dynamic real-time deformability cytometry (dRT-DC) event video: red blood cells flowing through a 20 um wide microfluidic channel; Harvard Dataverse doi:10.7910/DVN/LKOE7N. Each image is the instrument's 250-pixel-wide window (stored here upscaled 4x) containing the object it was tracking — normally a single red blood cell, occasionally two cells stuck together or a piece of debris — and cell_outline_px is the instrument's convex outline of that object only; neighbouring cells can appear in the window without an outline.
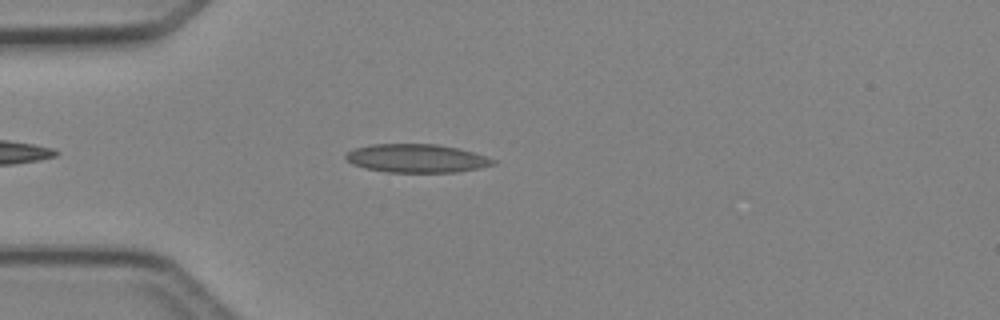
{"species": "Egyptian fruit bat (a non-hibernating species)", "species_latin": "Rousettus aegyptiacus", "temperature_condition": "cold", "stored_images_in_passage": 38, "camera_frame_rate_fps": 3000, "um_per_image_px": 0.085, "animal": {"sex": "female"}, "frame": {"image": 1, "passage_image": 6, "time_ms": 1.667, "image_size_px": [1000, 320], "cell_outline_px": [[496, 164], [480, 168], [456, 172], [388, 172], [364, 168], [352, 164], [344, 156], [352, 148], [372, 144], [436, 144], [456, 148], [472, 152], [496, 160]], "centroid_in_image_um": [35.38, 13.46], "position_along_channel_um": 49.6, "area_um2": 24.33}}
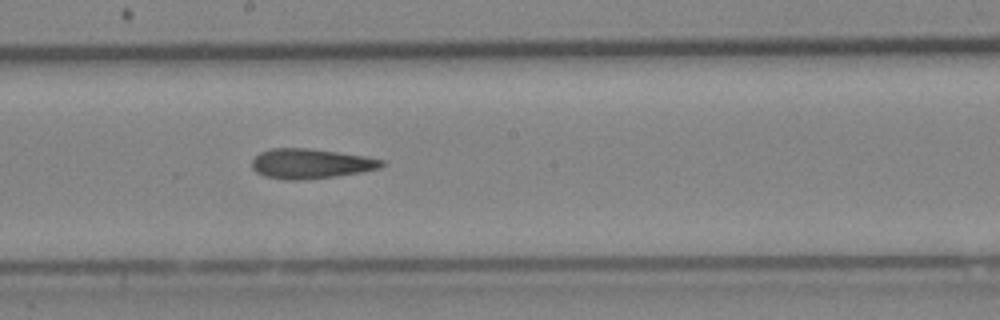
{"frame": {"image": 2, "passage_image": 19, "time_ms": 6.0, "image_size_px": [1000, 320], "cell_outline_px": [[388, 164], [380, 168], [360, 172], [336, 176], [296, 180], [264, 176], [256, 172], [252, 168], [252, 160], [260, 152], [272, 148], [308, 148], [364, 156], [384, 160]], "centroid_in_image_um": [26.43, 13.9], "position_along_channel_um": 221.8, "area_um2": 22.37}}
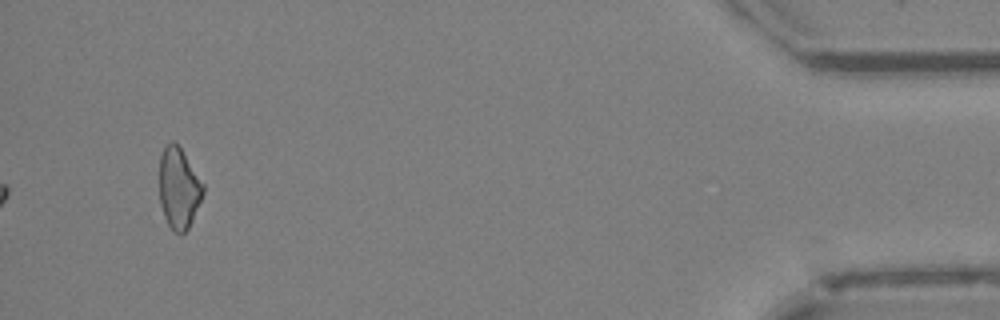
{"frame": {"image": 3, "passage_image": 38, "time_ms": 12.333, "image_size_px": [1000, 320], "cell_outline_px": [[204, 192], [192, 220], [188, 228], [184, 232], [176, 232], [168, 224], [164, 216], [160, 204], [160, 156], [164, 148], [172, 140], [180, 148], [204, 184]], "centroid_in_image_um": [15.19, 15.99], "position_along_channel_um": 420.0, "area_um2": 20.17}}